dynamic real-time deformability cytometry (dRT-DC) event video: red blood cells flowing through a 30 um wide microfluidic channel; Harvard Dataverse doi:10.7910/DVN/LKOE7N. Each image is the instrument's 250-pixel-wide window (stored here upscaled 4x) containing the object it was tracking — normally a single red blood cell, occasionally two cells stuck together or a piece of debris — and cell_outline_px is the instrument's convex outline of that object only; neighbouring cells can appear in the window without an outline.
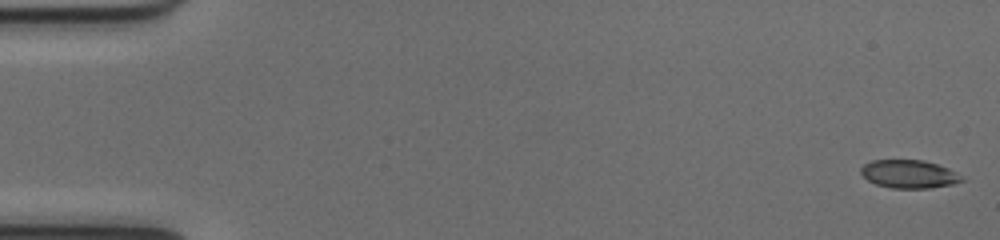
{"species": "common noctule bat (a hibernating species)", "species_latin": "Nyctalus noctula", "temperature_condition": "cold", "stored_images_in_passage": 52, "camera_frame_rate_fps": 3000, "um_per_image_px": 0.085, "animal": {"sex": "female", "body_mass_g": 17.0, "forearm_length_mm": 48.0}, "frame": {"image": 1, "passage_image": 1, "time_ms": 0.0, "image_size_px": [1000, 240], "cell_outline_px": [[968, 180], [952, 184], [928, 188], [892, 188], [876, 184], [868, 180], [860, 172], [860, 168], [864, 164], [872, 160], [924, 160], [948, 168]], "centroid_in_image_um": [77.27, 14.79], "position_along_channel_um": 7.7, "area_um2": 16.53}}
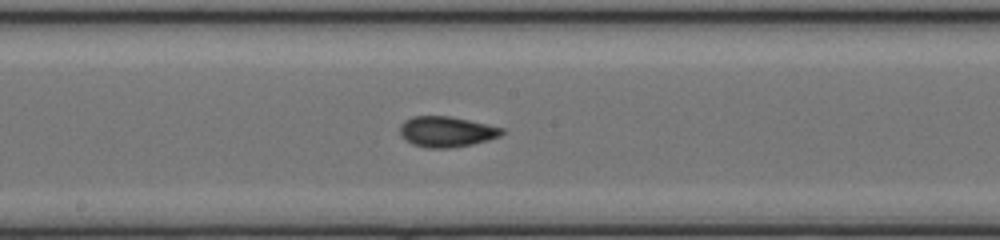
{"frame": {"image": 2, "passage_image": 28, "time_ms": 9.0, "image_size_px": [1000, 240], "cell_outline_px": [[504, 132], [500, 136], [488, 140], [472, 144], [448, 148], [428, 148], [412, 144], [400, 136], [400, 124], [404, 120], [412, 116], [448, 116], [488, 124], [504, 128]], "centroid_in_image_um": [37.93, 11.19], "position_along_channel_um": 210.3, "area_um2": 18.21}}
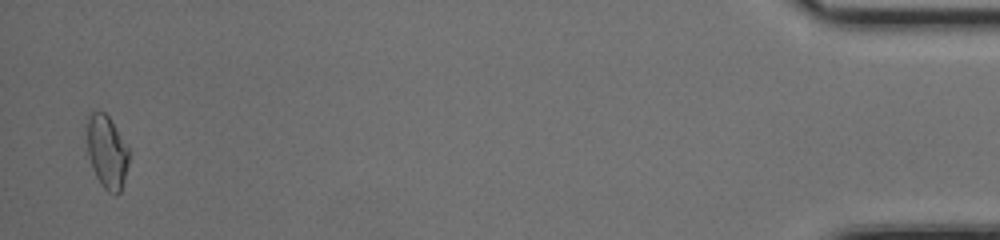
{"frame": {"image": 3, "passage_image": 51, "time_ms": 16.667, "image_size_px": [1000, 240], "cell_outline_px": [[128, 164], [124, 180], [120, 192], [116, 196], [108, 192], [100, 184], [96, 176], [88, 156], [88, 116], [92, 112], [104, 112], [108, 116], [128, 148]], "centroid_in_image_um": [9.09, 12.96], "position_along_channel_um": 426.1, "area_um2": 17.46}, "authors_computed_cell_mechanics": {"area_um2": 17.3978, "velocity_mm_per_s": 4.0063, "shape_relaxation_time_tau1_ms": null, "shape_relaxation_time_tau2_ms": 1.43, "deformation_change_tau1": null, "deformation_change_tau2": 0.0606}}